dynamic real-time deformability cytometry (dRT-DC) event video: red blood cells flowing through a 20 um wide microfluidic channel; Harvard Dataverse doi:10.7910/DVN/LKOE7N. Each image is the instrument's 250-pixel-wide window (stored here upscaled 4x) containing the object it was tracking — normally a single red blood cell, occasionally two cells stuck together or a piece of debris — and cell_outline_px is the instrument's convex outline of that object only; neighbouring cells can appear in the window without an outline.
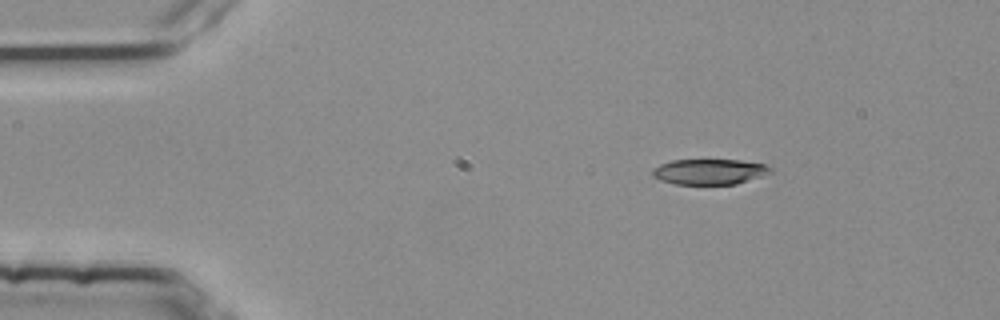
{"species": "common noctule bat (a hibernating species)", "species_latin": "Nyctalus noctula", "temperature_condition": "room temperature", "stored_images_in_passage": 4, "camera_frame_rate_fps": 3000, "um_per_image_px": 0.085, "animal": {"sex": "female", "body_mass_g": 25.1}, "frame": {"image": 1, "passage_image": 1, "time_ms": 0.0, "image_size_px": [1000, 320], "cell_outline_px": [[772, 172], [736, 184], [676, 184], [660, 180], [652, 176], [652, 168], [660, 164], [672, 160], [740, 160], [764, 164], [772, 168]], "centroid_in_image_um": [60.27, 14.59], "position_along_channel_um": 24.7, "area_um2": 17.46}}
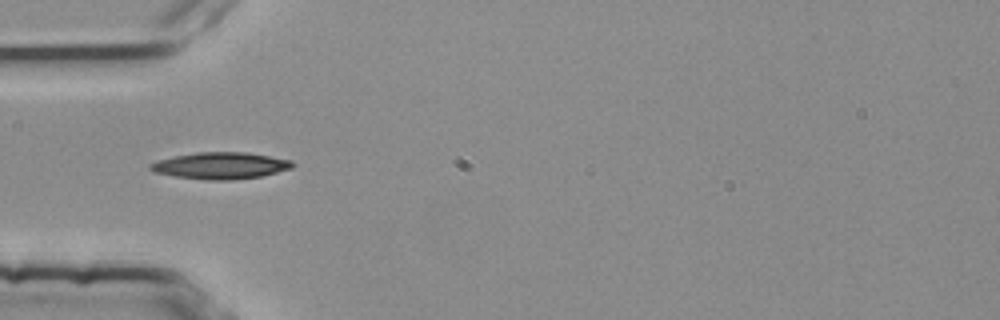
{"frame": {"image": 2, "passage_image": 3, "time_ms": 0.667, "image_size_px": [1000, 320], "cell_outline_px": [[292, 168], [260, 176], [232, 180], [208, 180], [176, 176], [152, 172], [148, 168], [148, 164], [156, 160], [176, 156], [200, 152], [248, 152], [292, 160]], "centroid_in_image_um": [18.7, 14.07], "position_along_channel_um": 66.3, "area_um2": 22.02}}